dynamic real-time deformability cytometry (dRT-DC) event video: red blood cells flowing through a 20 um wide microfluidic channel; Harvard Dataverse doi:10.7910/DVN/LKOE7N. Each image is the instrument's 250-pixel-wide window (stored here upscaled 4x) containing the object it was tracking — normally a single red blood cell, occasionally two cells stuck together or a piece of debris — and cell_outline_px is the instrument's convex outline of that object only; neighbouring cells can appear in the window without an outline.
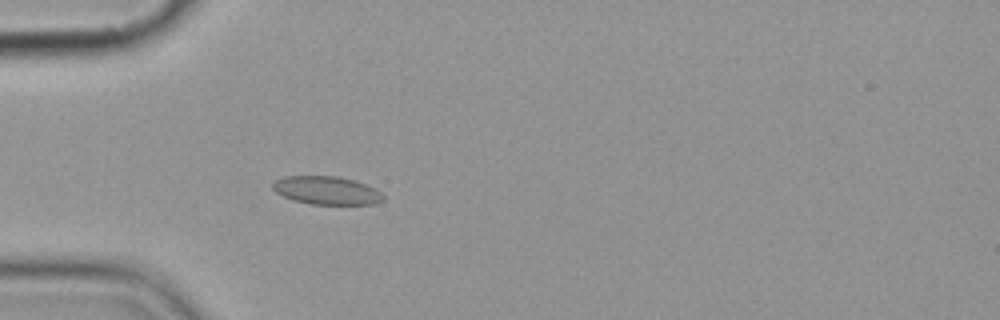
{"species": "common noctule bat (a hibernating species)", "species_latin": "Nyctalus noctula", "temperature_condition": "cold", "stored_images_in_passage": 5, "camera_frame_rate_fps": 3000, "um_per_image_px": 0.085, "animal": {"sex": "female", "body_mass_g": 19.9}, "frame": {"image": 1, "passage_image": 5, "time_ms": 4.667, "image_size_px": [1000, 320], "cell_outline_px": [[384, 200], [376, 204], [308, 204], [292, 200], [276, 192], [272, 188], [272, 184], [276, 180], [284, 176], [336, 176], [356, 180], [380, 192], [384, 196]], "centroid_in_image_um": [27.75, 16.19], "position_along_channel_um": 57.3, "area_um2": 18.15}}